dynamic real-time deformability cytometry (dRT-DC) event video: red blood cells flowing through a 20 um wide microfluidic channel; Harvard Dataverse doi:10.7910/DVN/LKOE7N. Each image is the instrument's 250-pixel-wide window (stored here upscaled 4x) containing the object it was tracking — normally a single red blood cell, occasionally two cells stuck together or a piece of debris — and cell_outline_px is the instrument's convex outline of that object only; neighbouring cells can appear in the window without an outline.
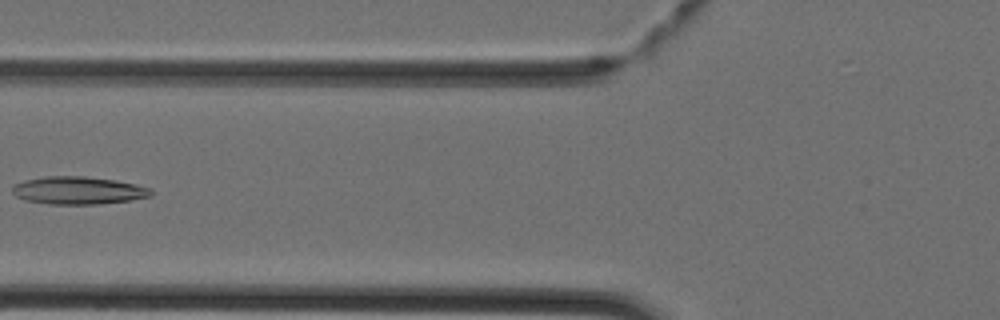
{"species": "Egyptian fruit bat (a non-hibernating species)", "species_latin": "Rousettus aegyptiacus", "temperature_condition": "cold", "stored_images_in_passage": 7, "camera_frame_rate_fps": 3000, "um_per_image_px": 0.085, "animal": {"sex": "female"}, "frame": {"image": 1, "passage_image": 7, "time_ms": 2.0, "image_size_px": [1000, 320], "cell_outline_px": [[152, 196], [132, 200], [100, 204], [48, 204], [24, 200], [16, 196], [12, 192], [12, 188], [16, 184], [24, 180], [44, 176], [84, 176], [116, 180], [136, 184], [152, 188]], "centroid_in_image_um": [6.67, 16.19], "position_along_channel_um": 119.1, "area_um2": 22.6}}